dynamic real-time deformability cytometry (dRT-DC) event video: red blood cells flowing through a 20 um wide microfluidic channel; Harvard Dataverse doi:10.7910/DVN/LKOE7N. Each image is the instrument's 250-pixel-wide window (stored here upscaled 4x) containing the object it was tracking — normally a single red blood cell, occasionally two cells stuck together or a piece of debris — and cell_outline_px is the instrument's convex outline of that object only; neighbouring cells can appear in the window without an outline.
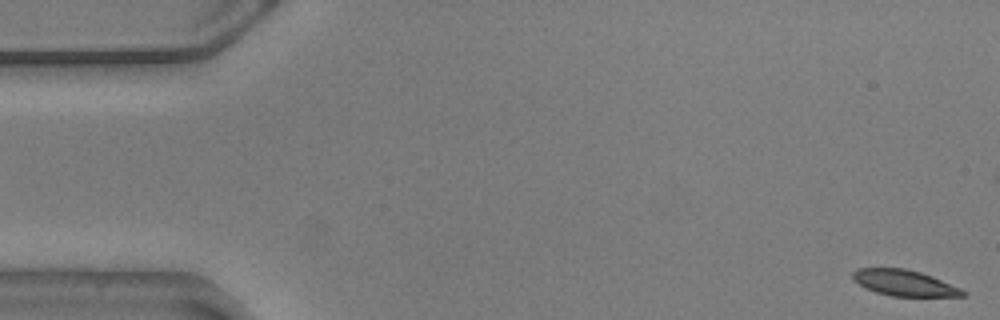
{"species": "common noctule bat (a hibernating species)", "species_latin": "Nyctalus noctula", "temperature_condition": "warm", "stored_images_in_passage": 56, "camera_frame_rate_fps": 3000, "um_per_image_px": 0.085, "animal": {"sex": "male", "body_mass_g": 20.5, "forearm_length_mm": 52.5}, "frame": {"image": 1, "passage_image": 1, "time_ms": 0.0, "image_size_px": [1000, 320], "cell_outline_px": [[968, 292], [964, 296], [892, 296], [876, 292], [852, 280], [852, 272], [856, 268], [904, 268], [920, 272], [932, 276], [960, 288]], "centroid_in_image_um": [76.86, 24.04], "position_along_channel_um": 8.1, "area_um2": 16.53}}
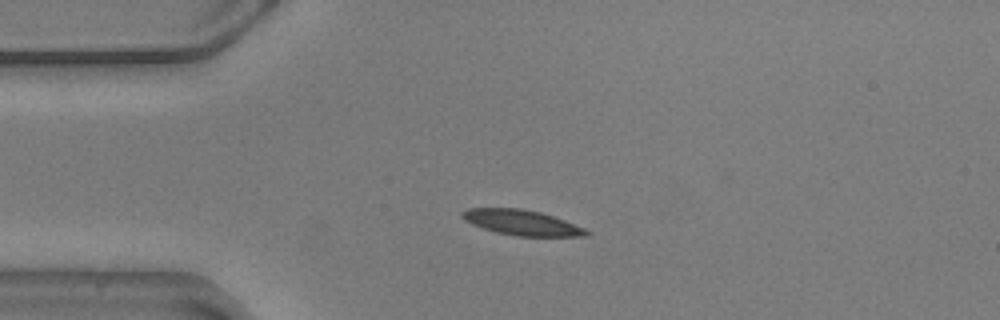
{"frame": {"image": 2, "passage_image": 13, "time_ms": 4.0, "image_size_px": [1000, 320], "cell_outline_px": [[592, 232], [588, 236], [516, 236], [496, 232], [472, 224], [464, 220], [460, 216], [460, 212], [468, 208], [520, 208], [540, 212], [564, 220], [584, 228]], "centroid_in_image_um": [44.33, 18.92], "position_along_channel_um": 40.7, "area_um2": 18.26}}
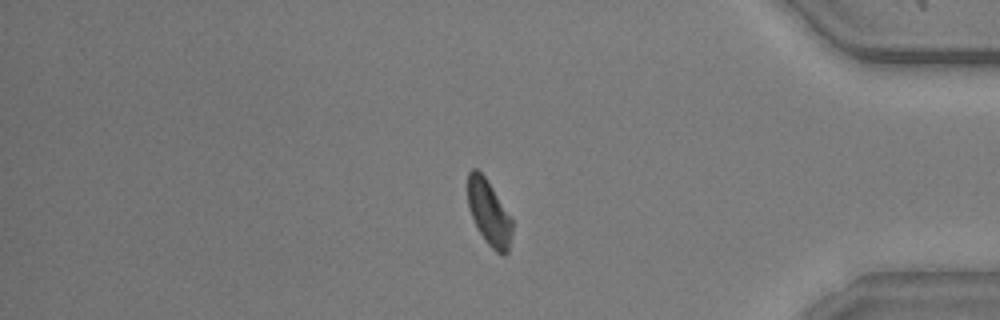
{"frame": {"image": 3, "passage_image": 47, "time_ms": 15.333, "image_size_px": [1000, 320], "cell_outline_px": [[512, 232], [508, 252], [504, 256], [496, 252], [484, 240], [468, 208], [468, 172], [472, 168], [476, 168], [484, 176], [512, 216]], "centroid_in_image_um": [41.58, 18.09], "position_along_channel_um": 393.6, "area_um2": 16.88}, "authors_computed_cell_mechanics": {"area_um2": 18.207, "velocity_mm_per_s": 3.5641, "shape_relaxation_time_tau1_ms": 2.593, "shape_relaxation_time_tau2_ms": 1.647, "deformation_change_tau1": 0.1173, "deformation_change_tau2": 0.0554}}